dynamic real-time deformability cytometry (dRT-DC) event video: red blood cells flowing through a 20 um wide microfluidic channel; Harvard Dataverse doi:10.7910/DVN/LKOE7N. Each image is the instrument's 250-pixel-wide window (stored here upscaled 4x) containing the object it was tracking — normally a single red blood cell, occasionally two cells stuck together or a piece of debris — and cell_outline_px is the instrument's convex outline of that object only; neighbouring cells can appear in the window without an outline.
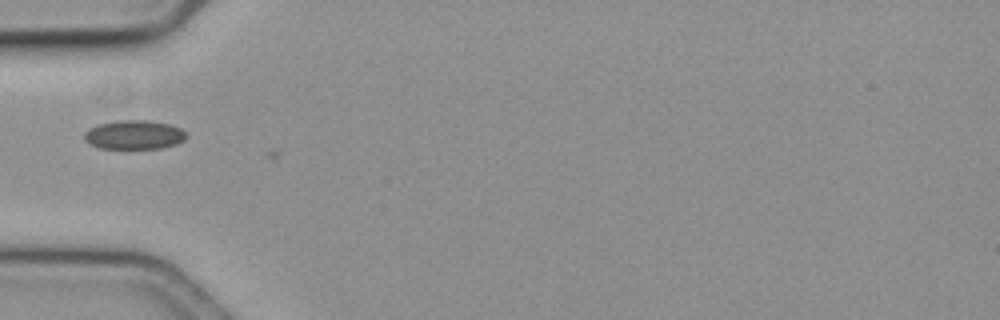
{"species": "common noctule bat (a hibernating species)", "species_latin": "Nyctalus noctula", "temperature_condition": "cold", "stored_images_in_passage": 3, "camera_frame_rate_fps": 3000, "um_per_image_px": 0.085, "animal": {"sex": "female", "body_mass_g": 19.3, "forearm_length_mm": 54.1}, "frame": {"image": 1, "passage_image": 2, "time_ms": 0.333, "image_size_px": [1000, 320], "cell_outline_px": [[188, 136], [184, 140], [176, 144], [160, 148], [100, 148], [88, 144], [84, 140], [84, 132], [88, 128], [96, 124], [116, 120], [144, 120], [168, 124], [180, 128]], "centroid_in_image_um": [11.34, 11.45], "position_along_channel_um": 73.7, "area_um2": 17.34}}